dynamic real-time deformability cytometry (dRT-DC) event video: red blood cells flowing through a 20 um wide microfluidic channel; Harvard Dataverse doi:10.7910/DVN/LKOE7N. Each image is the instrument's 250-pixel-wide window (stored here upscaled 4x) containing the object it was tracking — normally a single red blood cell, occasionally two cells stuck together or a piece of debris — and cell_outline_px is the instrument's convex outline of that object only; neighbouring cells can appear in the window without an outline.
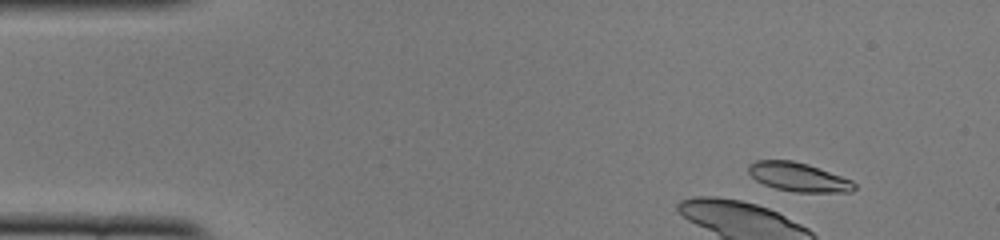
{"species": "common noctule bat (a hibernating species)", "species_latin": "Nyctalus noctula", "temperature_condition": "cold", "stored_images_in_passage": 4, "camera_frame_rate_fps": 3000, "um_per_image_px": 0.085, "animal": {"sex": "female", "body_mass_g": 22.0, "forearm_length_mm": 56.7}, "frame": {"image": 1, "passage_image": 2, "time_ms": 0.333, "image_size_px": [1000, 240], "cell_outline_px": [[856, 188], [852, 192], [796, 192], [776, 188], [764, 184], [756, 180], [748, 172], [748, 164], [756, 160], [792, 160], [808, 164], [852, 180], [856, 184]], "centroid_in_image_um": [67.87, 15.04], "position_along_channel_um": 17.1, "area_um2": 17.8}}